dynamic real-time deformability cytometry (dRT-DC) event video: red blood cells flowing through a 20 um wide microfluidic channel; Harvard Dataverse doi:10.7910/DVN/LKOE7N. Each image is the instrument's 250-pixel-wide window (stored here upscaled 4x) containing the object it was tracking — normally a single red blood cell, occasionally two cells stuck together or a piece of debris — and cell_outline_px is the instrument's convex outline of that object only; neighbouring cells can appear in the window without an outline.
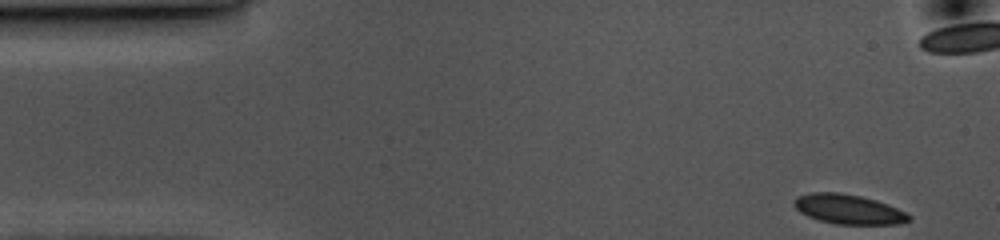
{"species": "common noctule bat (a hibernating species)", "species_latin": "Nyctalus noctula", "temperature_condition": "cold", "stored_images_in_passage": 43, "camera_frame_rate_fps": 3000, "um_per_image_px": 0.085, "animal": {"sex": "female", "body_mass_g": 10.0, "forearm_length_mm": 53.1}, "frame": {"image": 1, "passage_image": 1, "time_ms": 0.0, "image_size_px": [1000, 240], "cell_outline_px": [[912, 216], [908, 220], [900, 224], [836, 224], [820, 220], [808, 216], [800, 212], [796, 208], [792, 200], [796, 196], [812, 192], [840, 192], [860, 196], [876, 200], [888, 204]], "centroid_in_image_um": [72.09, 17.77], "position_along_channel_um": 12.9, "area_um2": 19.77}}
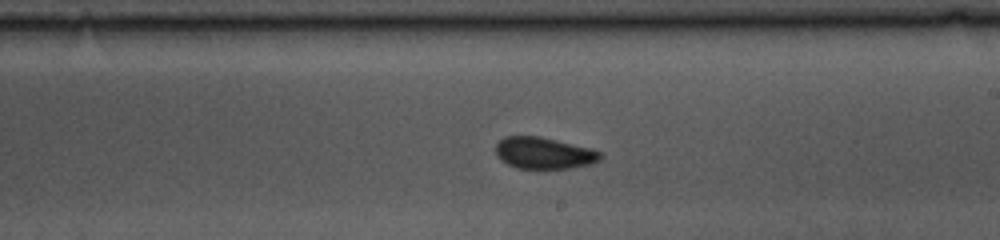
{"frame": {"image": 2, "passage_image": 28, "time_ms": 9.0, "image_size_px": [1000, 240], "cell_outline_px": [[604, 156], [600, 160], [592, 164], [568, 168], [516, 168], [500, 160], [496, 156], [496, 144], [504, 136], [540, 136], [592, 148], [600, 152]], "centroid_in_image_um": [46.24, 13.0], "position_along_channel_um": 242.8, "area_um2": 19.42}}
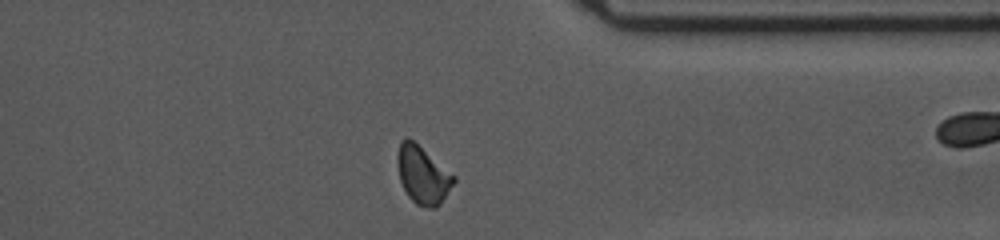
{"frame": {"image": 3, "passage_image": 40, "time_ms": 13.0, "image_size_px": [1000, 240], "cell_outline_px": [[456, 180], [440, 204], [436, 208], [428, 208], [416, 204], [408, 196], [400, 180], [396, 160], [396, 156], [400, 140], [408, 136], [456, 176]], "centroid_in_image_um": [35.92, 14.85], "position_along_channel_um": 375.5, "area_um2": 19.02}, "authors_computed_cell_mechanics": {"area_um2": 19.941, "velocity_mm_per_s": 3.5411, "shape_relaxation_time_tau1_ms": 2.7603, "shape_relaxation_time_tau2_ms": null, "deformation_change_tau1": 0.08, "deformation_change_tau2": null}}